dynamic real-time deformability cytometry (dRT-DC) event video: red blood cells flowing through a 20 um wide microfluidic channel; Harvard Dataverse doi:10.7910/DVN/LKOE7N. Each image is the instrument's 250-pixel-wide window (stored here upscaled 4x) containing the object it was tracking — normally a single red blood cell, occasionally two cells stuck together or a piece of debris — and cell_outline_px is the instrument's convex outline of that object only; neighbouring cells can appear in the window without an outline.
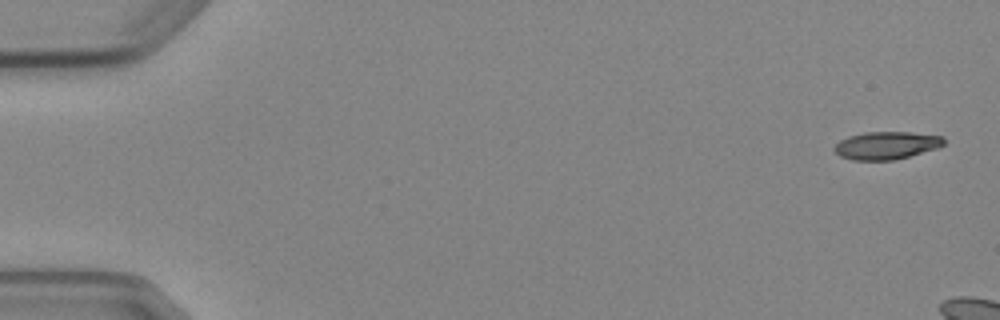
{"species": "Egyptian fruit bat (a non-hibernating species)", "species_latin": "Rousettus aegyptiacus", "temperature_condition": "cold", "stored_images_in_passage": 6, "camera_frame_rate_fps": 3000, "um_per_image_px": 0.085, "animal": {"sex": "female"}, "frame": {"image": 1, "passage_image": 1, "time_ms": 0.0, "image_size_px": [1000, 320], "cell_outline_px": [[944, 144], [936, 148], [908, 156], [892, 160], [852, 160], [840, 156], [832, 148], [840, 140], [848, 136], [864, 132], [912, 132], [944, 136]], "centroid_in_image_um": [75.32, 12.35], "position_along_channel_um": 9.7, "area_um2": 17.63}}
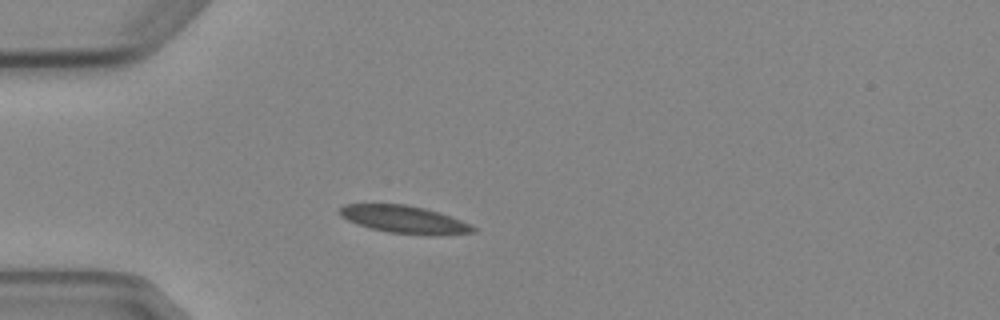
{"frame": {"image": 2, "passage_image": 6, "time_ms": 6.333, "image_size_px": [1000, 320], "cell_outline_px": [[476, 232], [388, 232], [372, 228], [348, 220], [340, 216], [336, 212], [344, 204], [404, 204], [424, 208], [440, 212], [472, 224], [476, 228]], "centroid_in_image_um": [34.26, 18.58], "position_along_channel_um": 50.7, "area_um2": 20.29}}